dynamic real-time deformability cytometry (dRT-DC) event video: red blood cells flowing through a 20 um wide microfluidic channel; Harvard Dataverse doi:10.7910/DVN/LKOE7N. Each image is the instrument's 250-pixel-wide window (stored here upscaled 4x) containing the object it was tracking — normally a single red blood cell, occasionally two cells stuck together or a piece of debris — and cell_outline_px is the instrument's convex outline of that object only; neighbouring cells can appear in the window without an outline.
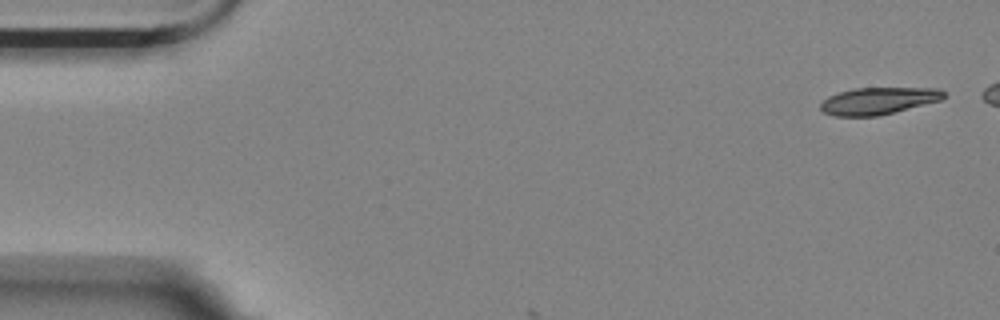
{"species": "Egyptian fruit bat (a non-hibernating species)", "species_latin": "Rousettus aegyptiacus", "temperature_condition": "room temperature", "stored_images_in_passage": 6, "camera_frame_rate_fps": 3000, "um_per_image_px": 0.085, "animal": {"sex": "female"}, "frame": {"image": 1, "passage_image": 1, "time_ms": 0.0, "image_size_px": [1000, 320], "cell_outline_px": [[944, 96], [940, 100], [876, 116], [836, 116], [824, 112], [820, 108], [820, 104], [828, 96], [852, 88], [940, 88], [944, 92]], "centroid_in_image_um": [74.62, 8.56], "position_along_channel_um": 10.4, "area_um2": 19.07}}
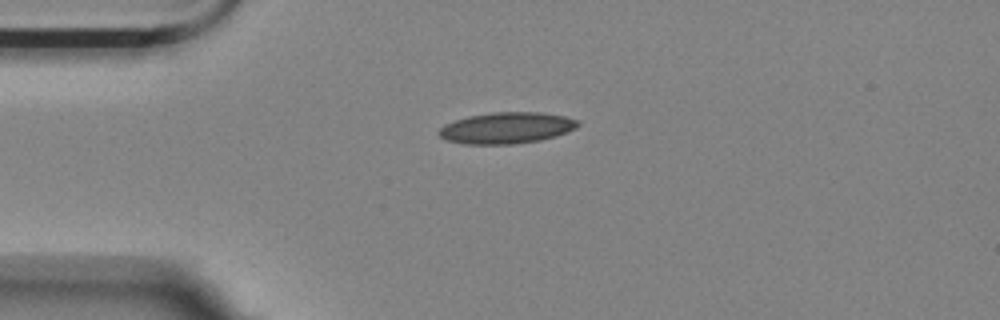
{"frame": {"image": 2, "passage_image": 6, "time_ms": 6.0, "image_size_px": [1000, 320], "cell_outline_px": [[580, 124], [576, 128], [556, 136], [540, 140], [512, 144], [460, 144], [448, 140], [440, 136], [436, 132], [444, 124], [468, 116], [492, 112], [540, 112], [564, 116], [580, 120]], "centroid_in_image_um": [43.06, 10.87], "position_along_channel_um": 41.9, "area_um2": 25.43}}